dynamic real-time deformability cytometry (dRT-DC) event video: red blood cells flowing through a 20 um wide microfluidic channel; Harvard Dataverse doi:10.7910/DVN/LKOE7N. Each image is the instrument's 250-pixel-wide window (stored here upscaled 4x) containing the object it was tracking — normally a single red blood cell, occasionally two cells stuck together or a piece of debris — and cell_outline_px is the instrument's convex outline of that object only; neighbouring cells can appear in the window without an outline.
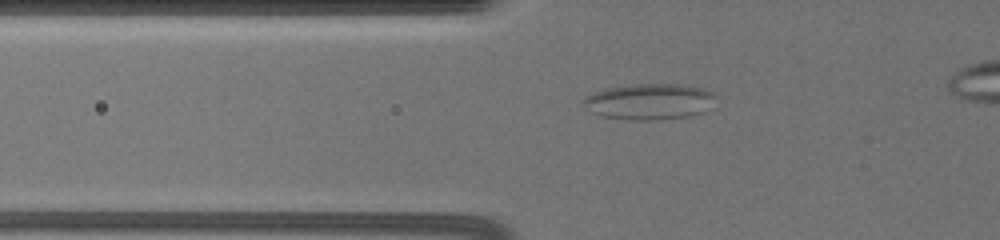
{"species": "common noctule bat (a hibernating species)", "species_latin": "Nyctalus noctula", "temperature_condition": "warm", "stored_images_in_passage": 10, "camera_frame_rate_fps": 3000, "um_per_image_px": 0.085, "animal": {"sex": "female", "body_mass_g": 19.5, "forearm_length_mm": 54.1}, "frame": {"image": 1, "passage_image": 3, "time_ms": 0.333, "image_size_px": [1000, 240], "cell_outline_px": [[716, 96], [704, 112], [688, 116], [660, 120], [628, 120], [600, 116], [584, 108], [584, 96], [592, 92], [608, 88], [632, 84], [684, 84], [704, 88], [716, 92]], "centroid_in_image_um": [55.19, 8.63], "position_along_channel_um": 70.6, "area_um2": 28.09}}